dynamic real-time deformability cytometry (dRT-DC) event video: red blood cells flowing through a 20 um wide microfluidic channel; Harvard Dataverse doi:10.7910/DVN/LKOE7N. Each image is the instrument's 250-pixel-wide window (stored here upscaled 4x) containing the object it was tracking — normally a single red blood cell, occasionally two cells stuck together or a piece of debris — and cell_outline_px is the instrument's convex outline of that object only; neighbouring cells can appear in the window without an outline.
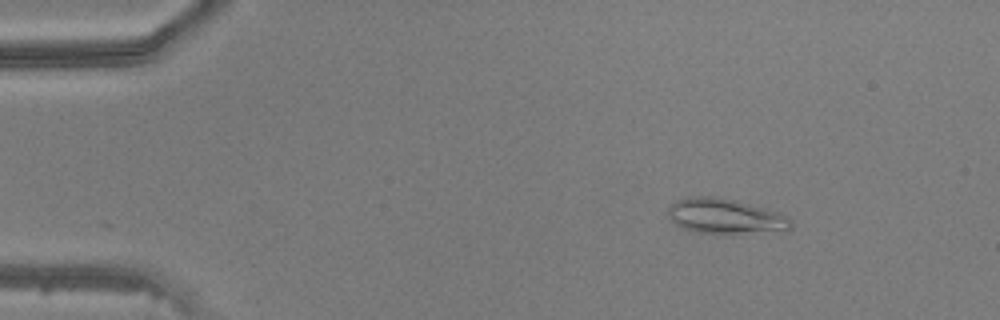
{"species": "common noctule bat (a hibernating species)", "species_latin": "Nyctalus noctula", "temperature_condition": "warm", "stored_images_in_passage": 42, "camera_frame_rate_fps": 3000, "um_per_image_px": 0.085, "animal": {"sex": "male", "body_mass_g": 20.5, "forearm_length_mm": 52.5}, "frame": {"image": 1, "passage_image": 1, "time_ms": 0.0, "image_size_px": [1000, 320], "cell_outline_px": [[792, 228], [788, 232], [696, 232], [680, 228], [668, 216], [668, 208], [676, 200], [688, 196], [716, 196], [736, 200], [780, 212], [788, 216], [792, 220]], "centroid_in_image_um": [61.7, 18.36], "position_along_channel_um": 23.3, "area_um2": 25.32}}
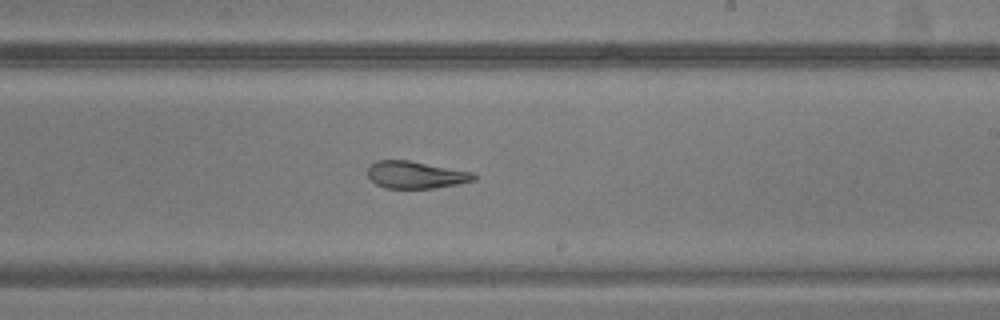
{"frame": {"image": 2, "passage_image": 23, "time_ms": 7.333, "image_size_px": [1000, 320], "cell_outline_px": [[476, 180], [456, 184], [432, 188], [384, 188], [376, 184], [368, 176], [368, 168], [376, 160], [408, 160], [472, 172], [476, 176]], "centroid_in_image_um": [35.32, 14.86], "position_along_channel_um": 253.7, "area_um2": 16.65}}
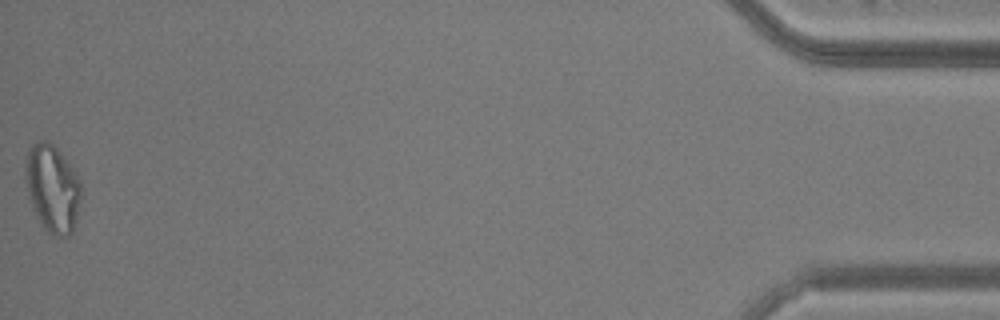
{"frame": {"image": 3, "passage_image": 42, "time_ms": 13.667, "image_size_px": [1000, 320], "cell_outline_px": [[80, 200], [76, 220], [72, 232], [68, 236], [52, 236], [40, 224], [32, 204], [28, 192], [24, 176], [24, 160], [32, 144], [40, 140], [44, 140], [52, 144], [60, 152], [76, 172], [80, 180]], "centroid_in_image_um": [4.44, 16.01], "position_along_channel_um": 430.8, "area_um2": 28.38}}